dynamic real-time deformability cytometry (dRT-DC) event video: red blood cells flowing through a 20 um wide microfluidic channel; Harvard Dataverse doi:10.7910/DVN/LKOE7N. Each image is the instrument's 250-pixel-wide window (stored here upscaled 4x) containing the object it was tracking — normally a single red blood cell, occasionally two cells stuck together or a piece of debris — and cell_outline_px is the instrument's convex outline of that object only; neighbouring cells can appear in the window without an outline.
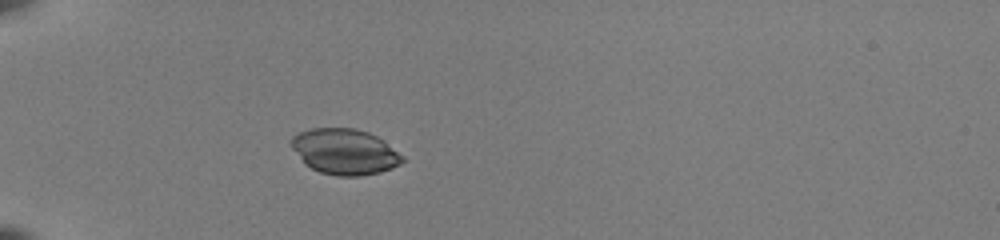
{"species": "common noctule bat (a hibernating species)", "species_latin": "Nyctalus noctula", "temperature_condition": "room temperature", "stored_images_in_passage": 36, "camera_frame_rate_fps": 3000, "um_per_image_px": 0.085, "animal": {"sex": "female", "body_mass_g": 22.0, "forearm_length_mm": 56.7}, "frame": {"image": 1, "passage_image": 1, "time_ms": 0.0, "image_size_px": [1000, 240], "cell_outline_px": [[404, 160], [400, 164], [392, 168], [380, 172], [360, 176], [336, 176], [320, 172], [304, 164], [292, 148], [288, 140], [292, 136], [300, 132], [312, 128], [356, 128], [368, 132], [376, 136], [404, 156]], "centroid_in_image_um": [29.27, 12.89], "position_along_channel_um": 55.7, "area_um2": 29.65}}
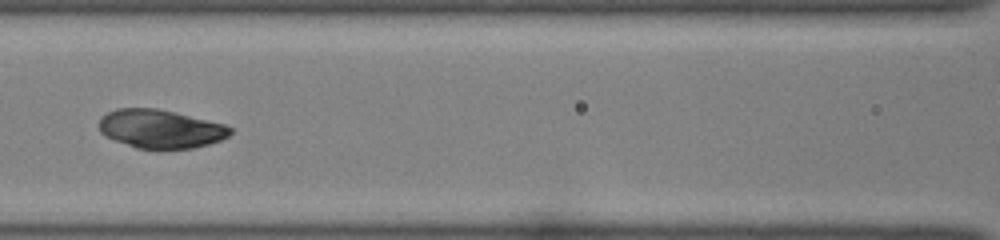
{"frame": {"image": 2, "passage_image": 10, "time_ms": 3.0, "image_size_px": [1000, 240], "cell_outline_px": [[232, 132], [228, 136], [220, 140], [196, 148], [164, 152], [160, 152], [136, 148], [104, 136], [100, 132], [100, 116], [116, 108], [156, 108], [176, 112], [224, 124], [232, 128]], "centroid_in_image_um": [13.64, 11.0], "position_along_channel_um": 153.0, "area_um2": 30.35}}
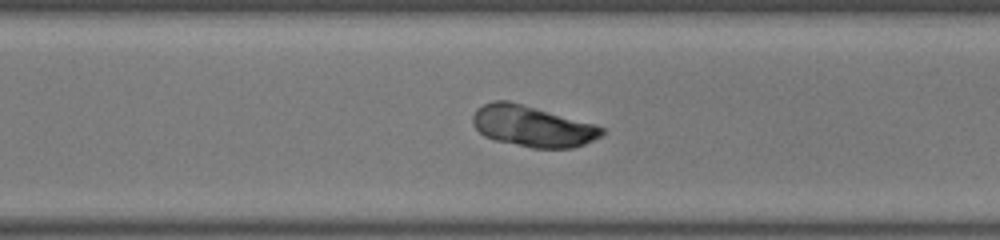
{"frame": {"image": 3, "passage_image": 23, "time_ms": 7.333, "image_size_px": [1000, 240], "cell_outline_px": [[604, 132], [600, 136], [584, 144], [572, 148], [532, 148], [496, 140], [484, 136], [472, 124], [472, 116], [476, 108], [484, 104], [496, 100], [508, 100], [596, 124], [604, 128]], "centroid_in_image_um": [45.24, 10.72], "position_along_channel_um": 325.4, "area_um2": 30.81}}